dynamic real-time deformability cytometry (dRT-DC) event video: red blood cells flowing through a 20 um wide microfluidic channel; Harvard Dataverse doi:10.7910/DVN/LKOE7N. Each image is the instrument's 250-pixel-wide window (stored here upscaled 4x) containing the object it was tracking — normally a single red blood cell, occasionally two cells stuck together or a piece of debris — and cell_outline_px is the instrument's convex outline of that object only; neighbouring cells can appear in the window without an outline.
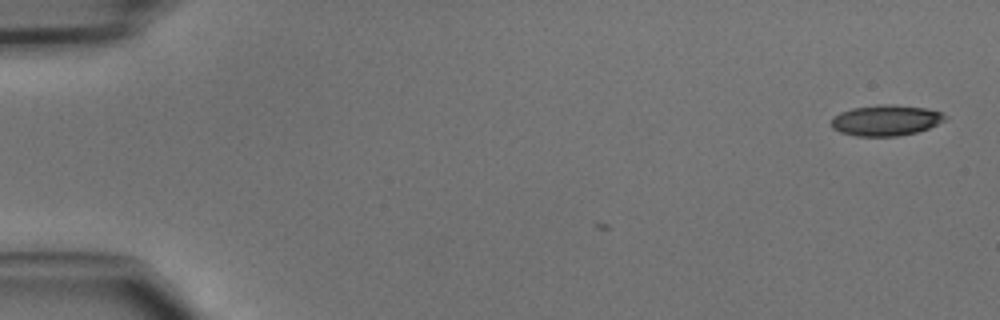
{"species": "common noctule bat (a hibernating species)", "species_latin": "Nyctalus noctula", "temperature_condition": "cold", "stored_images_in_passage": 2, "camera_frame_rate_fps": 3000, "um_per_image_px": 0.085, "animal": {"sex": "male", "body_mass_g": 15.6}, "frame": {"image": 1, "passage_image": 2, "time_ms": 0.333, "image_size_px": [1000, 320], "cell_outline_px": [[948, 116], [944, 120], [928, 128], [916, 132], [896, 136], [856, 136], [840, 132], [832, 128], [832, 116], [840, 112], [852, 108], [880, 104], [892, 104], [928, 108], [940, 112]], "centroid_in_image_um": [75.28, 10.22], "position_along_channel_um": 9.7, "area_um2": 20.4}}